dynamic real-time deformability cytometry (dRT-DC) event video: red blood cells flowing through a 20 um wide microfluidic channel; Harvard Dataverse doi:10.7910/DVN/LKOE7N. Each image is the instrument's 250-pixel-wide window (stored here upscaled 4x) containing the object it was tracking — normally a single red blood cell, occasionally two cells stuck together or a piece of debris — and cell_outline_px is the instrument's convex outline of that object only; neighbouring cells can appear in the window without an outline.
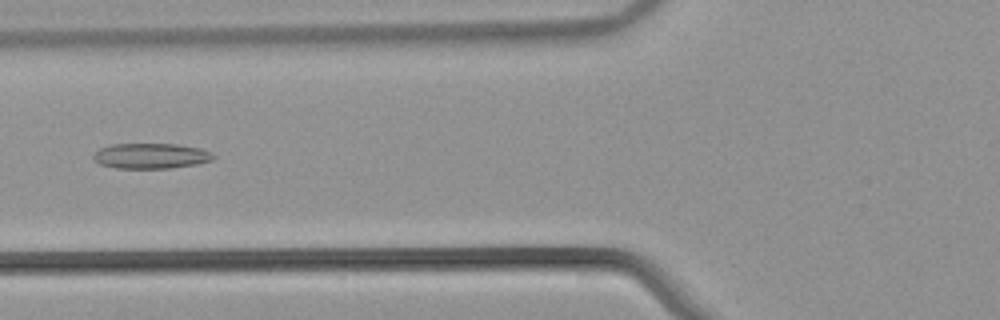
{"species": "common noctule bat (a hibernating species)", "species_latin": "Nyctalus noctula", "temperature_condition": "warm", "stored_images_in_passage": 46, "camera_frame_rate_fps": 3000, "um_per_image_px": 0.085, "animal": {"sex": "male", "body_mass_g": 21.5, "forearm_length_mm": 52.0}, "frame": {"image": 1, "passage_image": 14, "time_ms": 4.333, "image_size_px": [1000, 320], "cell_outline_px": [[216, 156], [212, 160], [196, 164], [168, 168], [116, 168], [100, 164], [92, 160], [92, 156], [100, 148], [112, 144], [176, 144], [200, 148], [212, 152]], "centroid_in_image_um": [12.82, 13.25], "position_along_channel_um": 113.0, "area_um2": 17.74}}
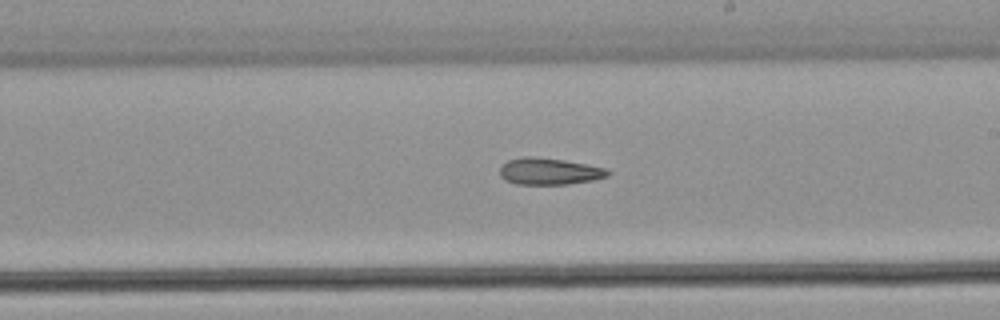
{"frame": {"image": 2, "passage_image": 24, "time_ms": 7.667, "image_size_px": [1000, 320], "cell_outline_px": [[612, 172], [608, 176], [592, 180], [568, 184], [516, 184], [504, 180], [500, 176], [500, 168], [508, 160], [524, 156], [532, 156], [564, 160], [588, 164], [608, 168]], "centroid_in_image_um": [46.71, 14.56], "position_along_channel_um": 242.3, "area_um2": 16.94}}
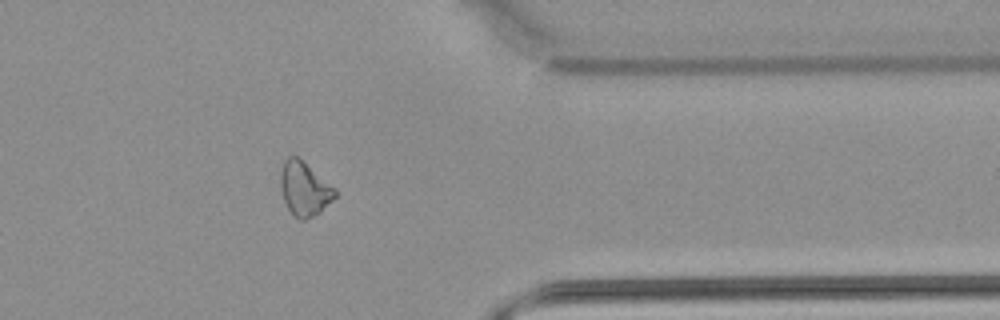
{"frame": {"image": 3, "passage_image": 36, "time_ms": 11.667, "image_size_px": [1000, 320], "cell_outline_px": [[336, 196], [320, 212], [304, 220], [300, 220], [288, 208], [284, 200], [280, 188], [280, 172], [284, 160], [288, 156], [296, 156], [336, 188]], "centroid_in_image_um": [25.86, 16.04], "position_along_channel_um": 385.5, "area_um2": 16.88}}